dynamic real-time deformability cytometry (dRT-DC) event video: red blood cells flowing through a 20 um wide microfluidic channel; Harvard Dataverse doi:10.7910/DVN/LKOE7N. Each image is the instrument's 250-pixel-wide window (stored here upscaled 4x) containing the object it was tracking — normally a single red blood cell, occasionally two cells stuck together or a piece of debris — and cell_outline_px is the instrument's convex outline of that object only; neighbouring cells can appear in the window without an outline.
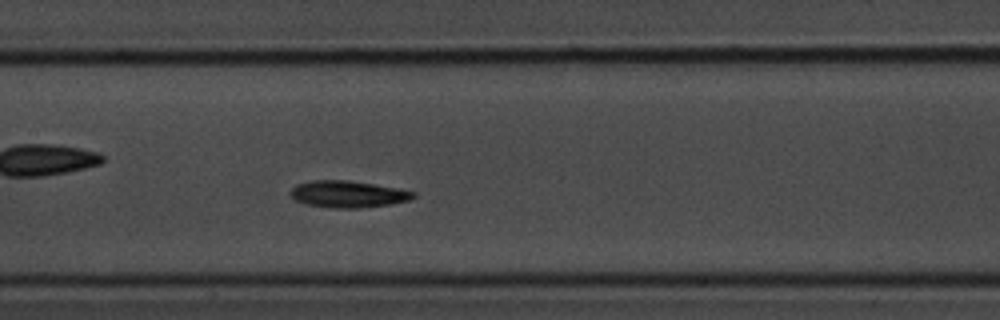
{"species": "common noctule bat (a hibernating species)", "species_latin": "Nyctalus noctula", "temperature_condition": "room temperature", "stored_images_in_passage": 20, "camera_frame_rate_fps": 3000, "um_per_image_px": 0.085, "animal": {"sex": "male", "body_mass_g": 20.1, "forearm_length_mm": 53.5}, "frame": {"image": 1, "passage_image": 12, "time_ms": 3.667, "image_size_px": [1000, 320], "cell_outline_px": [[416, 196], [408, 200], [392, 204], [360, 208], [332, 208], [304, 204], [288, 196], [288, 192], [296, 184], [308, 180], [348, 180], [396, 188], [416, 192]], "centroid_in_image_um": [29.51, 16.5], "position_along_channel_um": 177.9, "area_um2": 19.36}}
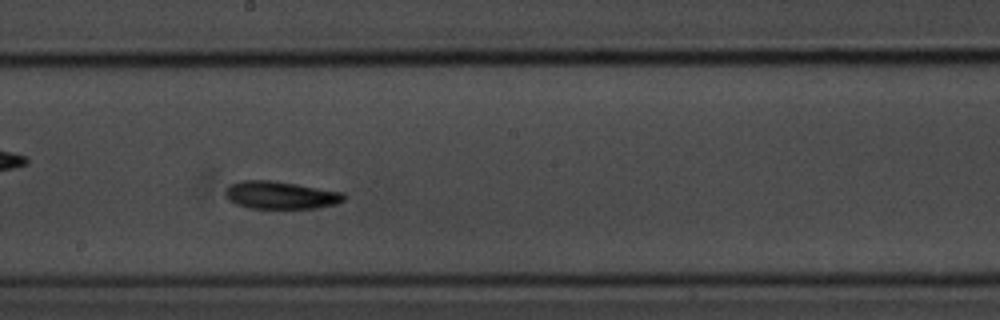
{"frame": {"image": 2, "passage_image": 15, "time_ms": 4.667, "image_size_px": [1000, 320], "cell_outline_px": [[344, 200], [336, 204], [316, 208], [248, 208], [236, 204], [228, 200], [224, 192], [232, 184], [240, 180], [272, 180], [344, 192]], "centroid_in_image_um": [23.84, 16.58], "position_along_channel_um": 224.4, "area_um2": 19.07}}